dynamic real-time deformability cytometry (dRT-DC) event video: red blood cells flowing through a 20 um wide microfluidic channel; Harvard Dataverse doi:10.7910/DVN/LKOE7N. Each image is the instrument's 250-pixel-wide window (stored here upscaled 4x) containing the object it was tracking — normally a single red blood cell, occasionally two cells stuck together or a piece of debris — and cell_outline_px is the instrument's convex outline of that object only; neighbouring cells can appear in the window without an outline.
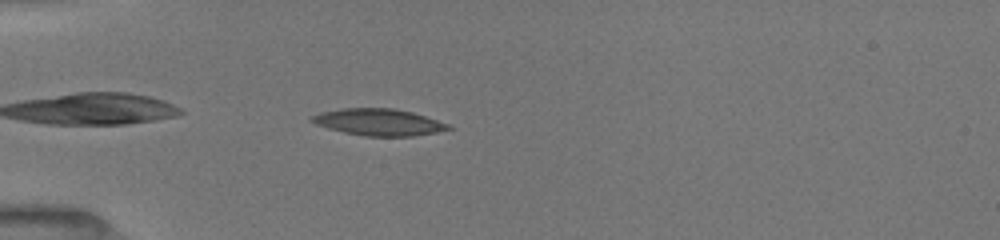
{"species": "common noctule bat (a hibernating species)", "species_latin": "Nyctalus noctula", "temperature_condition": "room temperature", "stored_images_in_passage": 38, "camera_frame_rate_fps": 3000, "um_per_image_px": 0.085, "animal": {"sex": "female", "body_mass_g": 19.5, "forearm_length_mm": 54.1}, "frame": {"image": 1, "passage_image": 2, "time_ms": 0.333, "image_size_px": [1000, 240], "cell_outline_px": [[452, 128], [436, 132], [412, 136], [364, 136], [344, 132], [328, 128], [316, 124], [308, 120], [312, 116], [320, 112], [344, 108], [392, 108], [412, 112], [448, 124]], "centroid_in_image_um": [32.14, 10.38], "position_along_channel_um": 52.9, "area_um2": 21.04}}
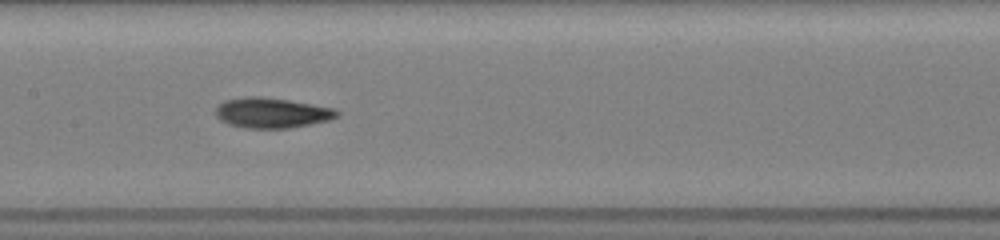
{"frame": {"image": 2, "passage_image": 13, "time_ms": 4.0, "image_size_px": [1000, 240], "cell_outline_px": [[340, 116], [328, 120], [312, 124], [288, 128], [244, 128], [228, 124], [220, 120], [216, 116], [216, 108], [224, 100], [248, 96], [260, 96], [288, 100], [336, 108], [340, 112]], "centroid_in_image_um": [23.12, 9.59], "position_along_channel_um": 184.3, "area_um2": 21.5}}
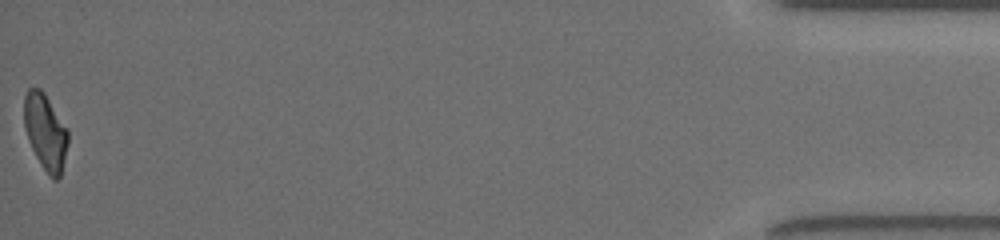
{"frame": {"image": 3, "passage_image": 38, "time_ms": 12.333, "image_size_px": [1000, 240], "cell_outline_px": [[68, 144], [60, 176], [56, 180], [52, 180], [48, 176], [40, 164], [28, 140], [24, 128], [24, 96], [28, 88], [40, 88], [44, 92], [68, 128]], "centroid_in_image_um": [3.86, 11.21], "position_along_channel_um": 431.3, "area_um2": 19.65}, "authors_computed_cell_mechanics": {"area_um2": 20.6057, "velocity_mm_per_s": 4.0166, "shape_relaxation_time_tau1_ms": 8.1014, "shape_relaxation_time_tau2_ms": 3.7352, "deformation_change_tau1": 0.2101, "deformation_change_tau2": 0.1083}}